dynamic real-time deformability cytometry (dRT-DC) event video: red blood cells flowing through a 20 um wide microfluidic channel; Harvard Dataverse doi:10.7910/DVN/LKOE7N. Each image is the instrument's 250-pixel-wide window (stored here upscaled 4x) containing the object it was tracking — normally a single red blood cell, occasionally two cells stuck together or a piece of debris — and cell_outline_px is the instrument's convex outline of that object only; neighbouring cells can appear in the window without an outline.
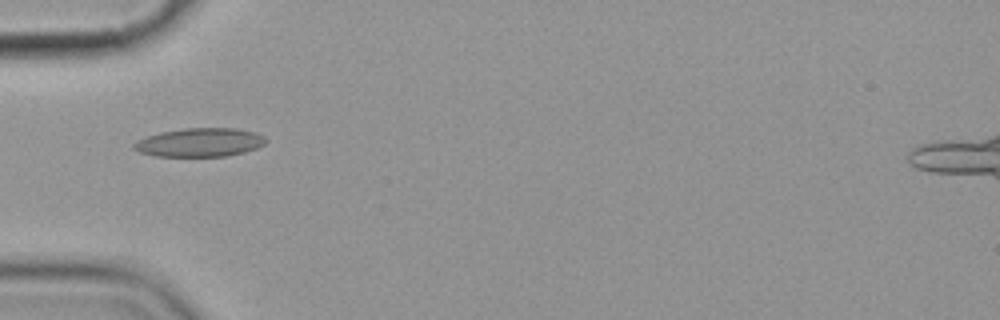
{"species": "common noctule bat (a hibernating species)", "species_latin": "Nyctalus noctula", "temperature_condition": "cold", "stored_images_in_passage": 5, "camera_frame_rate_fps": 3000, "um_per_image_px": 0.085, "animal": {"sex": "female", "body_mass_g": 19.9}, "frame": {"image": 1, "passage_image": 3, "time_ms": 2.333, "image_size_px": [1000, 320], "cell_outline_px": [[268, 140], [264, 144], [256, 148], [244, 152], [224, 156], [156, 156], [140, 152], [132, 148], [132, 144], [136, 140], [160, 132], [184, 128], [236, 128], [256, 132], [264, 136]], "centroid_in_image_um": [16.98, 12.1], "position_along_channel_um": 68.0, "area_um2": 22.08}}
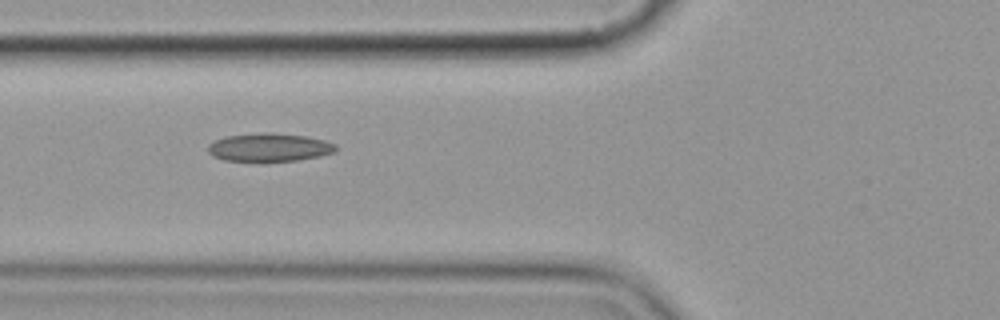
{"frame": {"image": 2, "passage_image": 4, "time_ms": 3.333, "image_size_px": [1000, 320], "cell_outline_px": [[336, 152], [320, 156], [296, 160], [264, 164], [224, 160], [212, 156], [208, 152], [208, 144], [224, 136], [260, 132], [272, 132], [308, 136], [324, 140], [336, 144]], "centroid_in_image_um": [22.86, 12.55], "position_along_channel_um": 102.9, "area_um2": 22.02}}
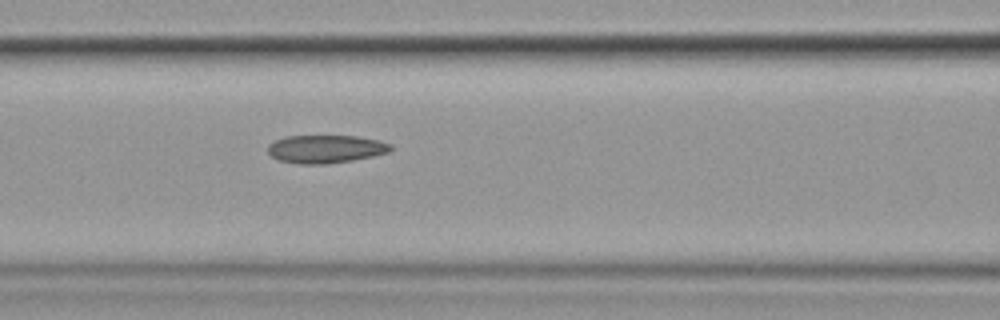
{"frame": {"image": 3, "passage_image": 5, "time_ms": 4.333, "image_size_px": [1000, 320], "cell_outline_px": [[392, 148], [388, 152], [372, 156], [352, 160], [324, 164], [296, 164], [280, 160], [272, 156], [268, 152], [268, 144], [284, 136], [356, 136], [380, 140], [392, 144]], "centroid_in_image_um": [27.68, 12.66], "position_along_channel_um": 138.9, "area_um2": 20.06}}